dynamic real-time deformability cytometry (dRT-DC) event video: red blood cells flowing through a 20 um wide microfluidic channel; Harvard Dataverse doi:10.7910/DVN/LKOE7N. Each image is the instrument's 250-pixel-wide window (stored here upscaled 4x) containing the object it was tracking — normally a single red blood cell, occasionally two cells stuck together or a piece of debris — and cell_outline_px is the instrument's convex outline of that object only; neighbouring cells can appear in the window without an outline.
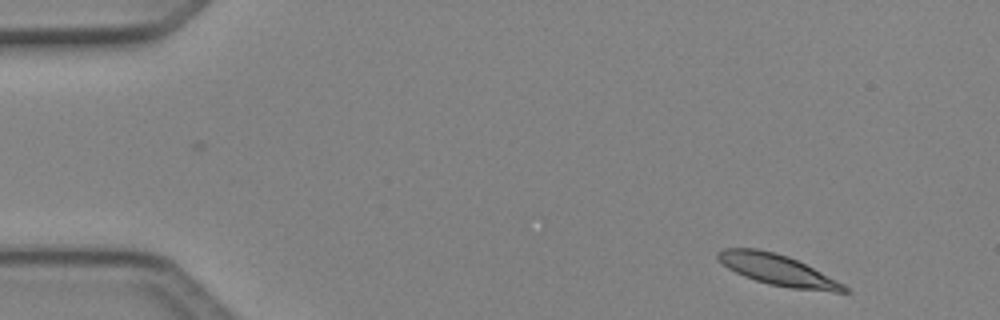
{"species": "Egyptian fruit bat (a non-hibernating species)", "species_latin": "Rousettus aegyptiacus", "temperature_condition": "cold", "stored_images_in_passage": 7, "camera_frame_rate_fps": 3000, "um_per_image_px": 0.085, "animal": {"sex": "female"}, "frame": {"image": 1, "passage_image": 1, "time_ms": 0.0, "image_size_px": [1000, 320], "cell_outline_px": [[852, 292], [832, 292], [792, 288], [768, 284], [744, 276], [728, 268], [716, 256], [716, 252], [724, 248], [756, 248], [776, 252], [788, 256], [844, 284]], "centroid_in_image_um": [66.09, 22.94], "position_along_channel_um": 18.9, "area_um2": 22.48}}
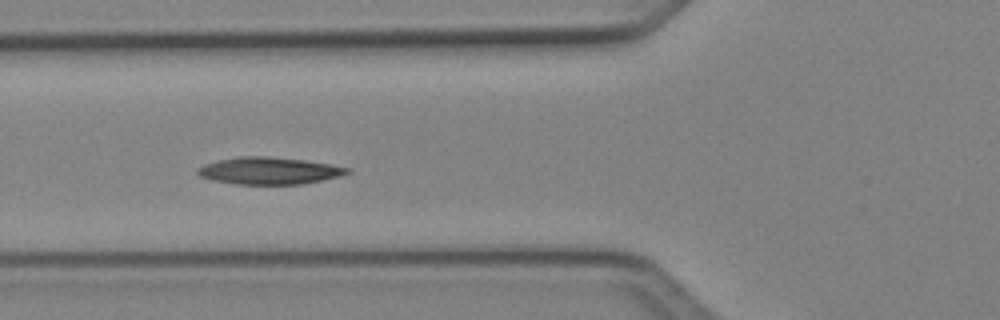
{"frame": {"image": 2, "passage_image": 5, "time_ms": 1.333, "image_size_px": [1000, 320], "cell_outline_px": [[352, 172], [340, 176], [304, 184], [236, 184], [212, 180], [200, 176], [196, 172], [196, 168], [204, 164], [216, 160], [236, 156], [268, 156], [304, 160], [332, 164], [352, 168]], "centroid_in_image_um": [22.88, 14.5], "position_along_channel_um": 102.9, "area_um2": 23.93}}
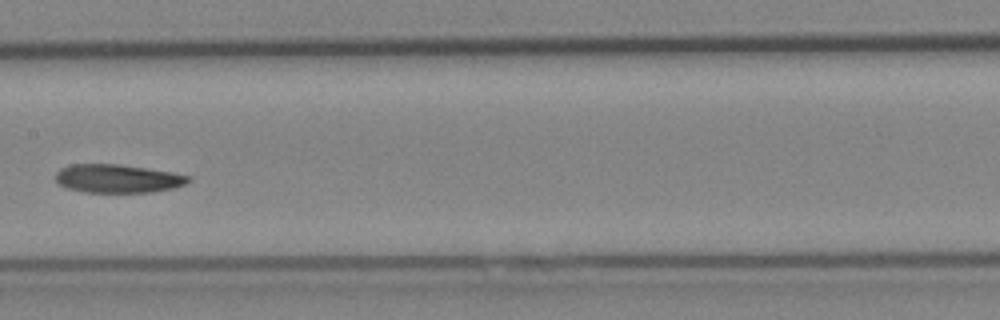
{"frame": {"image": 3, "passage_image": 7, "time_ms": 2.0, "image_size_px": [1000, 320], "cell_outline_px": [[192, 180], [184, 184], [172, 188], [152, 192], [84, 192], [64, 188], [56, 180], [56, 172], [60, 168], [72, 164], [120, 164], [172, 172], [192, 176]], "centroid_in_image_um": [10.0, 15.17], "position_along_channel_um": 197.4, "area_um2": 22.08}}